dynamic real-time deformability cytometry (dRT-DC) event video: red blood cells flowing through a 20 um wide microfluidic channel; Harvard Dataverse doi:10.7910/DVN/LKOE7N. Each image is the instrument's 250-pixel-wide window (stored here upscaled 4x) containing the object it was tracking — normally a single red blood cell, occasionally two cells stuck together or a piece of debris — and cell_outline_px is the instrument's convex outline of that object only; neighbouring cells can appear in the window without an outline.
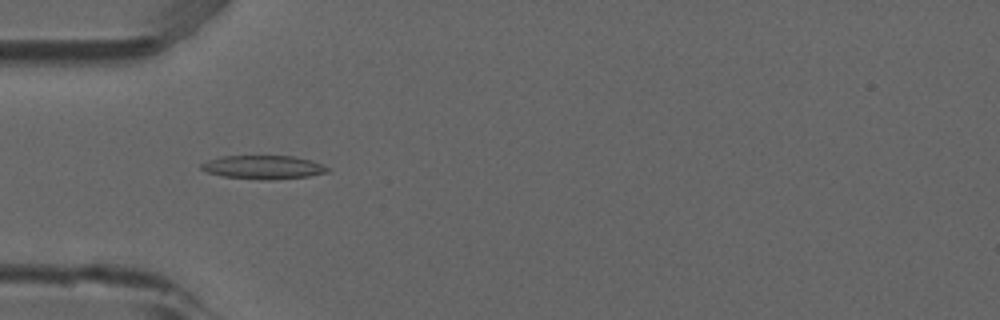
{"species": "common noctule bat (a hibernating species)", "species_latin": "Nyctalus noctula", "temperature_condition": "room temperature", "stored_images_in_passage": 41, "camera_frame_rate_fps": 3000, "um_per_image_px": 0.085, "animal": {"sex": "male", "forearm_length_mm": 52.5}, "frame": {"image": 1, "passage_image": 4, "time_ms": 1.0, "image_size_px": [1000, 320], "cell_outline_px": [[332, 168], [328, 172], [308, 176], [268, 180], [224, 176], [208, 172], [200, 168], [200, 164], [208, 160], [220, 156], [292, 156], [312, 160]], "centroid_in_image_um": [22.42, 14.2], "position_along_channel_um": 62.6, "area_um2": 17.28}}
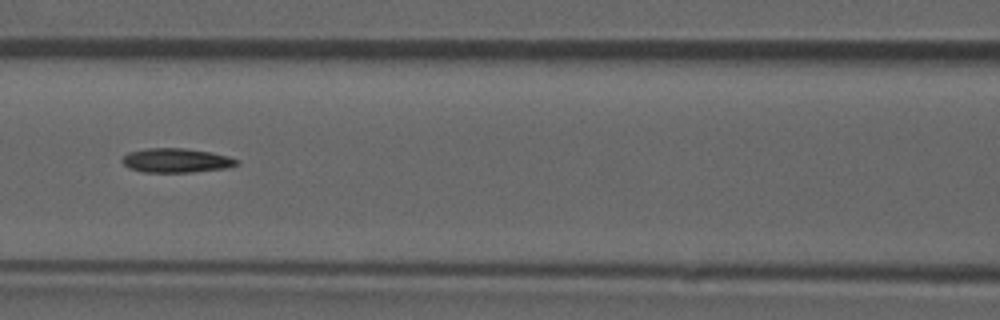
{"frame": {"image": 2, "passage_image": 11, "time_ms": 3.333, "image_size_px": [1000, 320], "cell_outline_px": [[240, 164], [224, 168], [192, 172], [144, 172], [128, 168], [120, 160], [128, 152], [148, 148], [184, 148], [212, 152], [228, 156], [240, 160]], "centroid_in_image_um": [14.98, 13.63], "position_along_channel_um": 151.6, "area_um2": 16.24}}
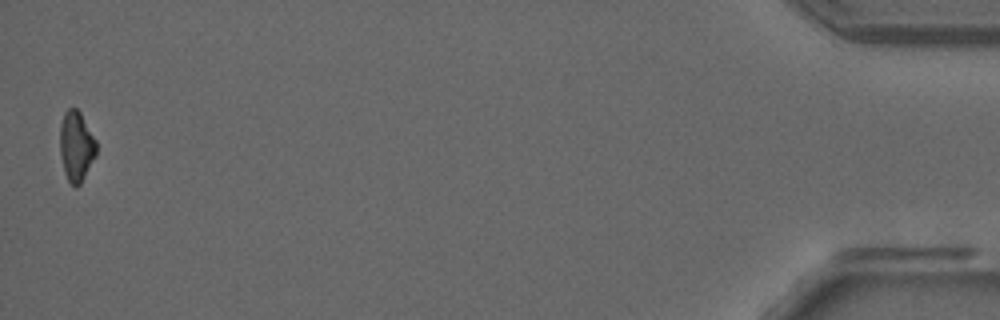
{"frame": {"image": 3, "passage_image": 40, "time_ms": 13.0, "image_size_px": [1000, 320], "cell_outline_px": [[96, 156], [80, 184], [76, 188], [68, 180], [64, 172], [60, 152], [60, 124], [64, 112], [68, 108], [76, 108], [80, 112], [96, 140]], "centroid_in_image_um": [6.48, 12.42], "position_along_channel_um": 428.7, "area_um2": 14.85}}